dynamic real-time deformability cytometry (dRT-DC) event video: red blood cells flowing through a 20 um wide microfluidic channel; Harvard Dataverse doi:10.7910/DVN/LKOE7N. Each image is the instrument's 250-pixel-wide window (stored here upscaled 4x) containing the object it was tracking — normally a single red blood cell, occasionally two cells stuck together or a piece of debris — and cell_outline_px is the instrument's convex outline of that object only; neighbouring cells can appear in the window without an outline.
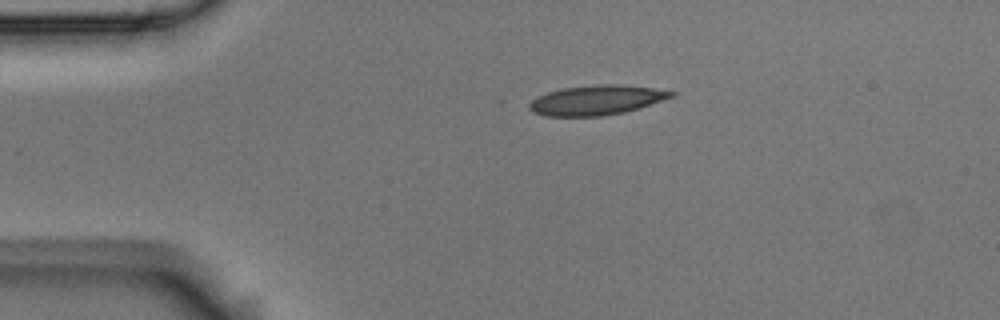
{"species": "Egyptian fruit bat (a non-hibernating species)", "species_latin": "Rousettus aegyptiacus", "temperature_condition": "room temperature", "stored_images_in_passage": 2, "camera_frame_rate_fps": 3000, "um_per_image_px": 0.085, "animal": {"sex": "male"}, "frame": {"image": 1, "passage_image": 1, "time_ms": 0.0, "image_size_px": [1000, 320], "cell_outline_px": [[676, 96], [640, 108], [624, 112], [600, 116], [544, 116], [532, 112], [528, 108], [528, 104], [536, 96], [548, 92], [564, 88], [596, 84], [620, 84], [652, 88], [676, 92]], "centroid_in_image_um": [50.7, 8.51], "position_along_channel_um": 34.3, "area_um2": 24.74}}